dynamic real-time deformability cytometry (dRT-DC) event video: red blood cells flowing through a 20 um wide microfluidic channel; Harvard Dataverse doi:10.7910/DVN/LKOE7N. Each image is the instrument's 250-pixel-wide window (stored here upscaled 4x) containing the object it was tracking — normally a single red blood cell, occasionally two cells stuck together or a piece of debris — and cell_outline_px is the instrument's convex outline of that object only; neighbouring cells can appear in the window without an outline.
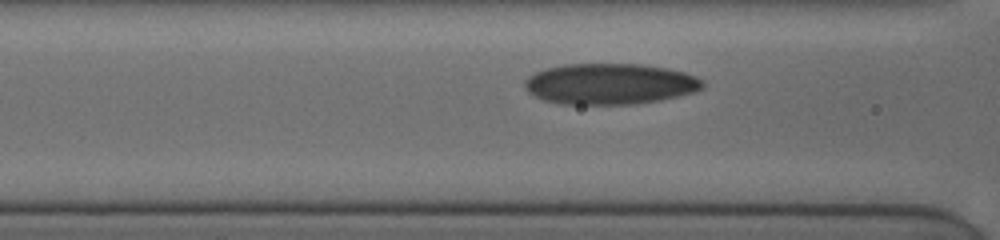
{"species": "human", "species_latin": "Homo sapiens", "temperature_condition": "cold", "stored_images_in_passage": 8, "segment_of_instrument_passage": [1, 2], "camera_frame_rate_fps": 3000, "um_per_image_px": 0.085, "donor": {"sex": "female"}, "frame": {"image": 1, "passage_image": 4, "time_ms": 1.667, "image_size_px": [1000, 240], "cell_outline_px": [[704, 88], [692, 92], [660, 100], [632, 104], [564, 104], [544, 100], [528, 92], [524, 88], [524, 80], [528, 76], [544, 68], [564, 64], [640, 64], [668, 68], [684, 72], [696, 76], [704, 80]], "centroid_in_image_um": [51.83, 7.12], "position_along_channel_um": 114.8, "area_um2": 42.54}}
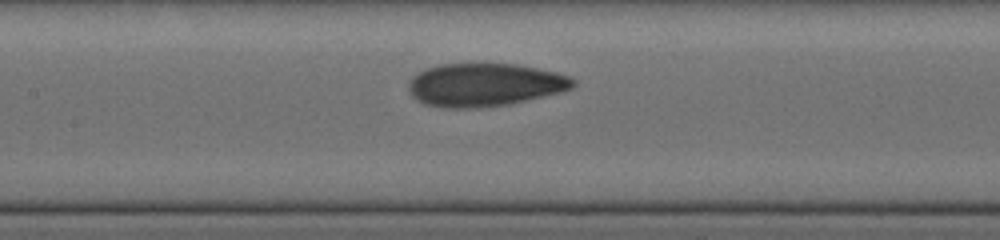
{"frame": {"image": 2, "passage_image": 6, "time_ms": 3.0, "image_size_px": [1000, 240], "cell_outline_px": [[576, 84], [572, 88], [564, 92], [508, 104], [476, 108], [444, 108], [424, 104], [412, 96], [408, 92], [408, 80], [412, 76], [428, 68], [440, 64], [516, 64], [556, 72], [568, 76], [576, 80]], "centroid_in_image_um": [41.2, 7.22], "position_along_channel_um": 166.2, "area_um2": 41.5}}